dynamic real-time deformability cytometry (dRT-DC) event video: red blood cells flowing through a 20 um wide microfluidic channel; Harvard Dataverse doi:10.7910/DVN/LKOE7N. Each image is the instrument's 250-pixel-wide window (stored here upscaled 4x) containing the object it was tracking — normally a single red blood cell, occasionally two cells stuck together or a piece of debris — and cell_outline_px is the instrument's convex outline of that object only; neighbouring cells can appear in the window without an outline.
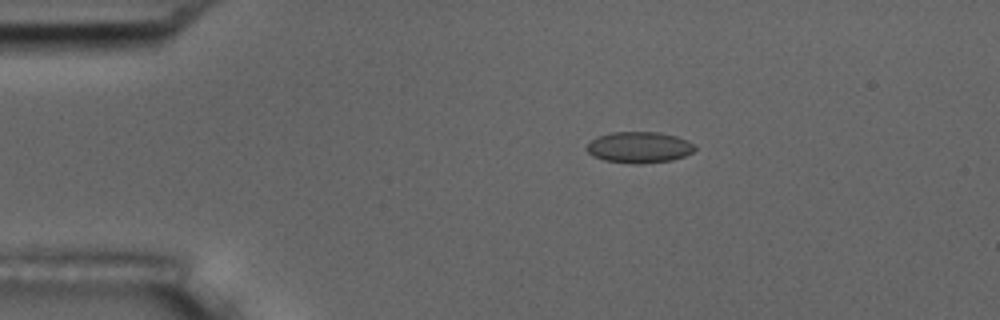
{"species": "common noctule bat (a hibernating species)", "species_latin": "Nyctalus noctula", "temperature_condition": "room temperature", "stored_images_in_passage": 7, "camera_frame_rate_fps": 3000, "um_per_image_px": 0.085, "animal": {"sex": "male", "body_mass_g": 17.5, "forearm_length_mm": 52.3}, "frame": {"image": 1, "passage_image": 4, "time_ms": 3.333, "image_size_px": [1000, 320], "cell_outline_px": [[696, 148], [692, 152], [684, 156], [672, 160], [640, 164], [632, 164], [604, 160], [592, 156], [584, 148], [596, 136], [612, 132], [656, 132], [676, 136], [688, 140]], "centroid_in_image_um": [54.3, 12.53], "position_along_channel_um": 30.7, "area_um2": 19.71}}
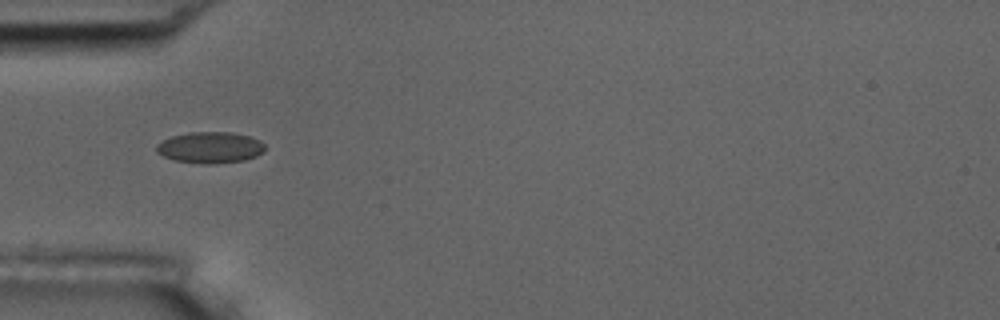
{"frame": {"image": 2, "passage_image": 5, "time_ms": 5.667, "image_size_px": [1000, 320], "cell_outline_px": [[264, 152], [256, 156], [244, 160], [212, 164], [204, 164], [172, 160], [156, 152], [156, 144], [172, 136], [188, 132], [232, 132], [248, 136], [260, 140], [264, 144]], "centroid_in_image_um": [17.85, 12.54], "position_along_channel_um": 67.1, "area_um2": 19.83}}